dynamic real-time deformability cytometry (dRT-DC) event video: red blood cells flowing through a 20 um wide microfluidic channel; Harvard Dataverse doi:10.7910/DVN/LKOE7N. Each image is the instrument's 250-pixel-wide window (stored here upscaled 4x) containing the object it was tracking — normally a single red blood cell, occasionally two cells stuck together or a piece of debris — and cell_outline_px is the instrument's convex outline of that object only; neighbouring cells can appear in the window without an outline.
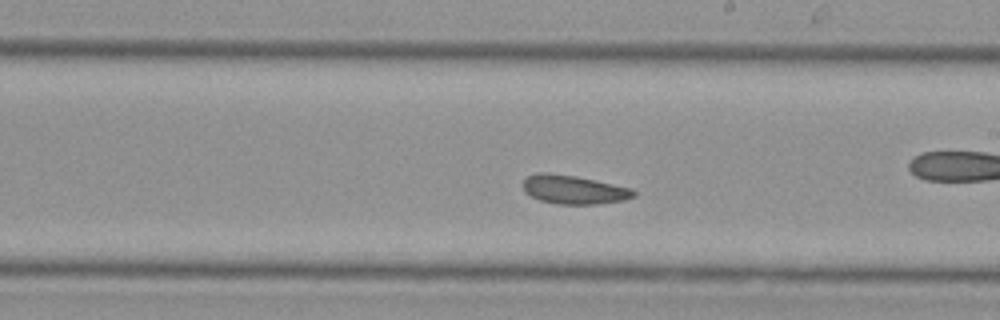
{"species": "Egyptian fruit bat (a non-hibernating species)", "species_latin": "Rousettus aegyptiacus", "temperature_condition": "cold", "stored_images_in_passage": 27, "camera_frame_rate_fps": 3000, "um_per_image_px": 0.085, "animal": {"sex": "female"}, "frame": {"image": 1, "passage_image": 16, "time_ms": 5.0, "image_size_px": [1000, 320], "cell_outline_px": [[636, 196], [624, 200], [596, 204], [556, 204], [540, 200], [524, 192], [524, 180], [528, 176], [536, 172], [548, 172], [576, 176], [632, 188], [636, 192]], "centroid_in_image_um": [48.78, 16.11], "position_along_channel_um": 240.2, "area_um2": 18.55}}